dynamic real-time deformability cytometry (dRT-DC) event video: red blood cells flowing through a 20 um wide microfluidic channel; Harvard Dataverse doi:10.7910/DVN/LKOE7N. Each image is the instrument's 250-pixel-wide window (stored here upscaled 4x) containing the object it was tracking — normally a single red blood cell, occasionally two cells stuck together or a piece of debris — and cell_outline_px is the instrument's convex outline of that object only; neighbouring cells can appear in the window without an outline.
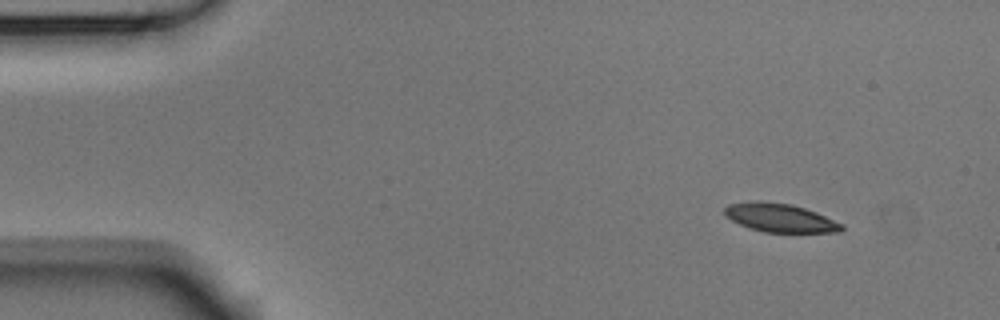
{"species": "Egyptian fruit bat (a non-hibernating species)", "species_latin": "Rousettus aegyptiacus", "temperature_condition": "room temperature", "stored_images_in_passage": 3, "camera_frame_rate_fps": 3000, "um_per_image_px": 0.085, "animal": {"sex": "male"}, "frame": {"image": 1, "passage_image": 1, "time_ms": 0.0, "image_size_px": [1000, 320], "cell_outline_px": [[844, 228], [840, 232], [764, 232], [748, 228], [724, 216], [724, 208], [728, 204], [752, 200], [760, 200], [792, 204], [816, 212], [844, 224]], "centroid_in_image_um": [66.28, 18.5], "position_along_channel_um": 18.7, "area_um2": 19.71}}